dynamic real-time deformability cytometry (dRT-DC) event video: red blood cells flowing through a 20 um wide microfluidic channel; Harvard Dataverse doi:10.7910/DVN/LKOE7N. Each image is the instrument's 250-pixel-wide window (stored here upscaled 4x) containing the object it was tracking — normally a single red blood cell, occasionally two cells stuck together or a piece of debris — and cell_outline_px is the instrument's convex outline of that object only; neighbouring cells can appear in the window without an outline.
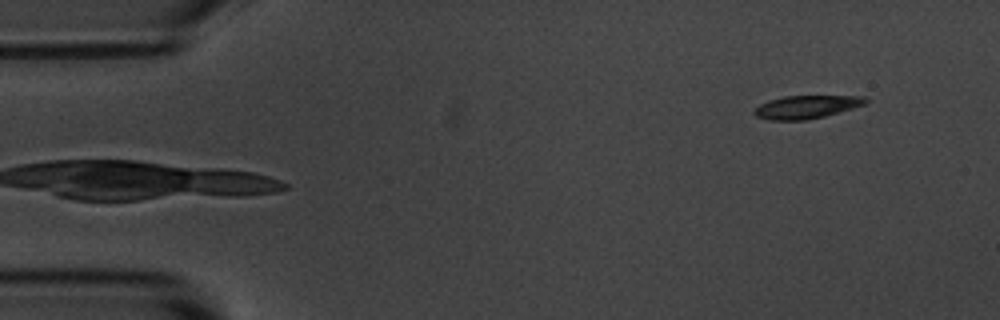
{"species": "common noctule bat (a hibernating species)", "species_latin": "Nyctalus noctula", "temperature_condition": "room temperature", "stored_images_in_passage": 4, "camera_frame_rate_fps": 3000, "um_per_image_px": 0.085, "animal": {"sex": "male", "body_mass_g": 20.1, "forearm_length_mm": 53.5}, "frame": {"image": 1, "passage_image": 4, "time_ms": 3.667, "image_size_px": [1000, 320], "cell_outline_px": [[868, 100], [864, 104], [852, 108], [824, 116], [808, 120], [768, 120], [756, 116], [752, 112], [760, 104], [768, 100], [784, 96], [864, 96]], "centroid_in_image_um": [68.5, 9.09], "position_along_channel_um": 16.5, "area_um2": 14.85}}